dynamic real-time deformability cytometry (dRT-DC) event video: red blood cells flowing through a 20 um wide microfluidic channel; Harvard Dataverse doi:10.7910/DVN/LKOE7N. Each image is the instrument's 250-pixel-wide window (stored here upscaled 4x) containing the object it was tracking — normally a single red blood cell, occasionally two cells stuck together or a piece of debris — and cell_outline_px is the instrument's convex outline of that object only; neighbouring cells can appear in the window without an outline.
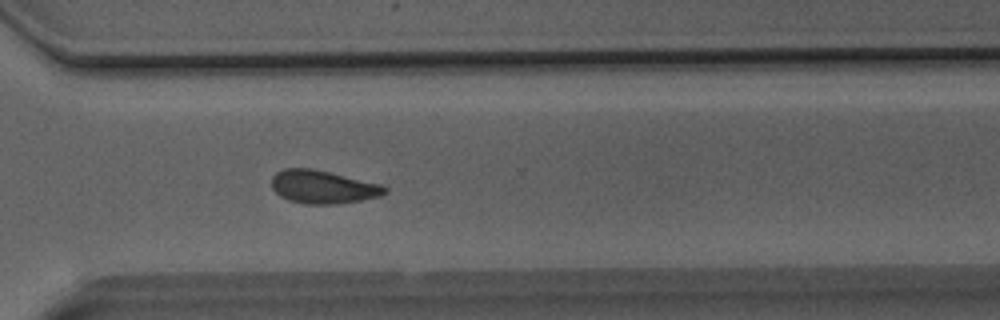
{"species": "Egyptian fruit bat (a non-hibernating species)", "species_latin": "Rousettus aegyptiacus", "temperature_condition": "room temperature", "stored_images_in_passage": 30, "camera_frame_rate_fps": 3000, "um_per_image_px": 0.085, "animal": {"sex": "male"}, "frame": {"image": 1, "passage_image": 22, "time_ms": 7.0, "image_size_px": [1000, 320], "cell_outline_px": [[388, 192], [380, 196], [360, 200], [336, 204], [308, 204], [288, 200], [280, 196], [272, 188], [272, 176], [276, 172], [284, 168], [312, 168], [380, 184], [388, 188]], "centroid_in_image_um": [27.43, 15.89], "position_along_channel_um": 343.2, "area_um2": 21.79}}
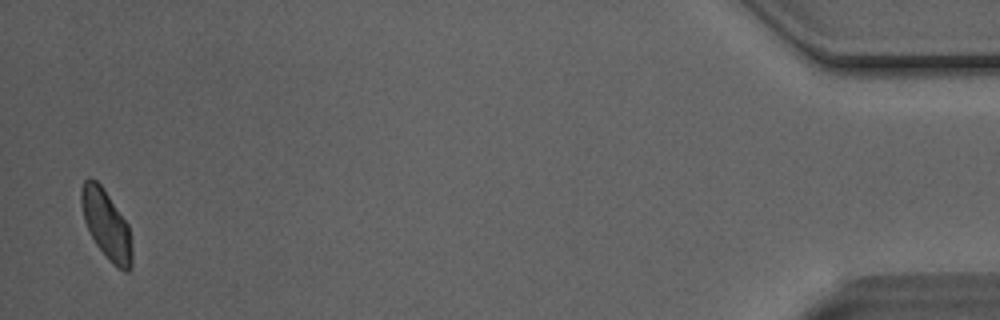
{"frame": {"image": 2, "passage_image": 30, "time_ms": 9.667, "image_size_px": [1000, 320], "cell_outline_px": [[132, 268], [128, 272], [124, 272], [116, 268], [108, 260], [96, 244], [84, 220], [80, 204], [80, 188], [84, 180], [88, 176], [96, 180], [104, 188], [128, 224], [132, 248]], "centroid_in_image_um": [9.04, 19.09], "position_along_channel_um": 426.2, "area_um2": 20.69}}